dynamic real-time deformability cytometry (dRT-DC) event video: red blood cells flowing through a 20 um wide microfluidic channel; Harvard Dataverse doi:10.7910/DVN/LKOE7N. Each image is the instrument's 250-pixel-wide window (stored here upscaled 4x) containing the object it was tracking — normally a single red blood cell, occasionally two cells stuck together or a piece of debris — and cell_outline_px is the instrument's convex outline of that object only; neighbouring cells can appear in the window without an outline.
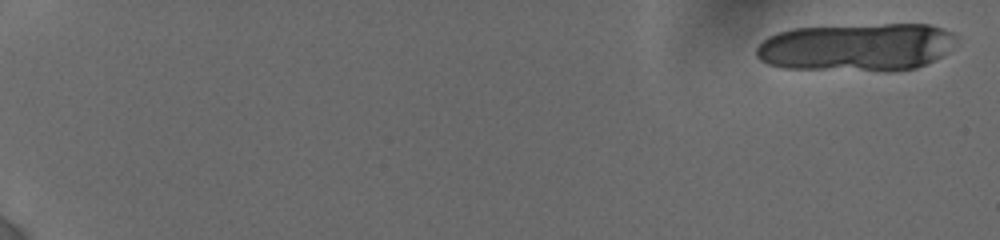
{"species": "human", "species_latin": "Homo sapiens", "temperature_condition": "cold", "stored_images_in_passage": 8, "camera_frame_rate_fps": 3000, "um_per_image_px": 0.085, "donor": {"sex": "female"}, "frame": {"image": 1, "passage_image": 1, "time_ms": 0.0, "image_size_px": [1000, 240], "cell_outline_px": [[960, 36], [940, 56], [916, 68], [888, 72], [884, 72], [784, 68], [768, 64], [760, 60], [756, 56], [756, 48], [768, 36], [776, 32], [792, 28], [884, 24], [928, 24], [952, 32]], "centroid_in_image_um": [72.78, 4.02], "position_along_channel_um": 12.2, "area_um2": 56.3}}
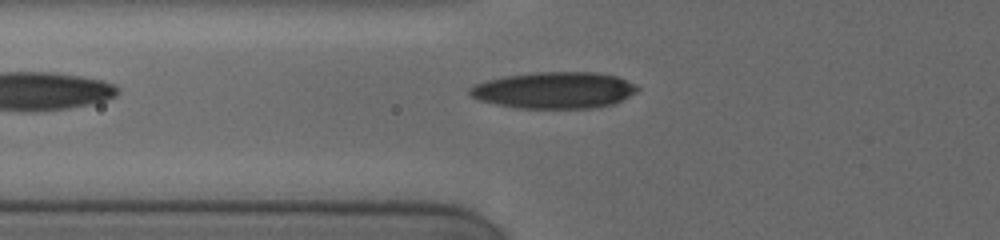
{"frame": {"image": 2, "passage_image": 8, "time_ms": 7.667, "image_size_px": [1000, 240], "cell_outline_px": [[640, 88], [636, 92], [612, 104], [596, 108], [520, 108], [496, 104], [480, 100], [472, 96], [468, 92], [468, 88], [476, 84], [488, 80], [504, 76], [536, 72], [596, 72], [616, 76], [636, 84]], "centroid_in_image_um": [47.13, 7.66], "position_along_channel_um": 78.7, "area_um2": 35.55}}